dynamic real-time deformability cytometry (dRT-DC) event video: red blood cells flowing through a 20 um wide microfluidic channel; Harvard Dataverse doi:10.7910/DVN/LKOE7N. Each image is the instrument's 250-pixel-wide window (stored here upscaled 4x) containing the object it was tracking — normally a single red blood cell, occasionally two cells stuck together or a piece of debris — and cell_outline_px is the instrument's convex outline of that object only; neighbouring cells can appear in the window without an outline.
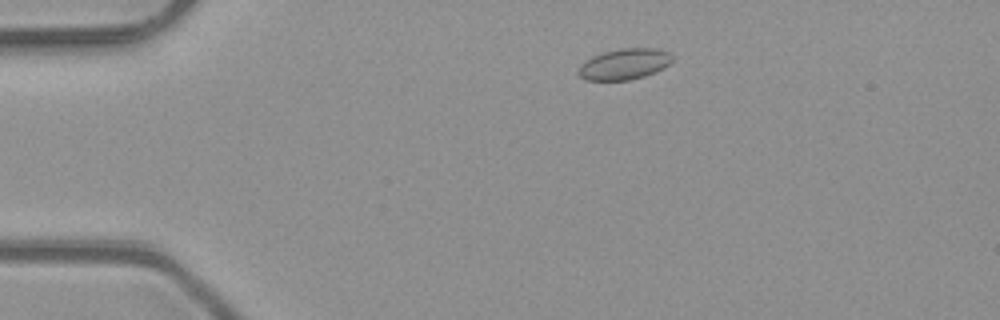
{"species": "common noctule bat (a hibernating species)", "species_latin": "Nyctalus noctula", "temperature_condition": "room temperature", "stored_images_in_passage": 43, "camera_frame_rate_fps": 3000, "um_per_image_px": 0.085, "animal": {"sex": "male", "body_mass_g": 23.1, "forearm_length_mm": 52.7}, "frame": {"image": 1, "passage_image": 2, "time_ms": 0.333, "image_size_px": [1000, 320], "cell_outline_px": [[672, 60], [664, 68], [644, 76], [628, 80], [584, 80], [576, 72], [580, 64], [584, 60], [592, 56], [604, 52], [620, 48], [656, 48], [668, 52], [672, 56]], "centroid_in_image_um": [53.02, 5.45], "position_along_channel_um": 32.0, "area_um2": 16.99}}
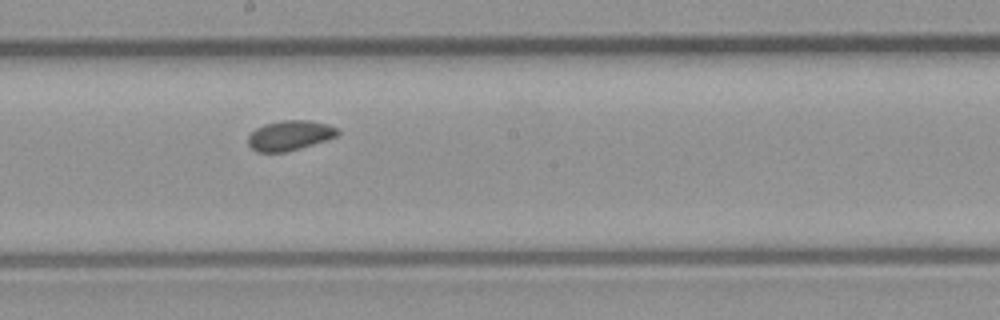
{"frame": {"image": 2, "passage_image": 20, "time_ms": 6.333, "image_size_px": [1000, 320], "cell_outline_px": [[340, 132], [336, 136], [300, 148], [284, 152], [256, 152], [248, 144], [248, 136], [256, 128], [264, 124], [280, 120], [308, 120], [328, 124], [340, 128]], "centroid_in_image_um": [24.63, 11.5], "position_along_channel_um": 223.6, "area_um2": 15.61}}
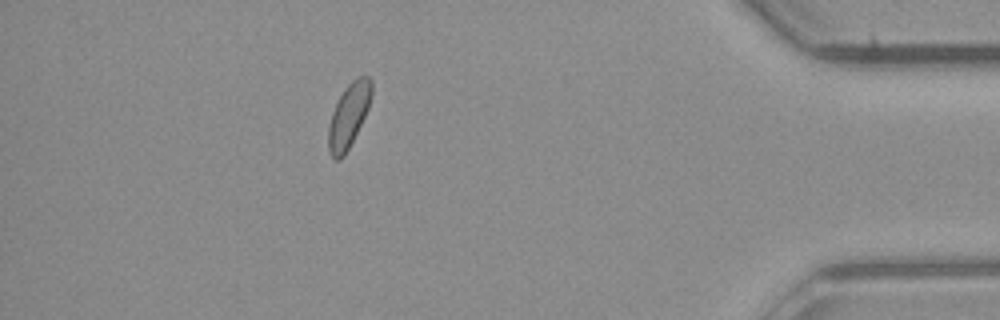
{"frame": {"image": 3, "passage_image": 37, "time_ms": 12.0, "image_size_px": [1000, 320], "cell_outline_px": [[372, 92], [368, 108], [344, 156], [340, 160], [336, 160], [332, 156], [328, 148], [328, 128], [332, 112], [344, 88], [352, 80], [360, 76], [368, 76], [372, 80]], "centroid_in_image_um": [29.63, 9.8], "position_along_channel_um": 405.6, "area_um2": 15.78}}